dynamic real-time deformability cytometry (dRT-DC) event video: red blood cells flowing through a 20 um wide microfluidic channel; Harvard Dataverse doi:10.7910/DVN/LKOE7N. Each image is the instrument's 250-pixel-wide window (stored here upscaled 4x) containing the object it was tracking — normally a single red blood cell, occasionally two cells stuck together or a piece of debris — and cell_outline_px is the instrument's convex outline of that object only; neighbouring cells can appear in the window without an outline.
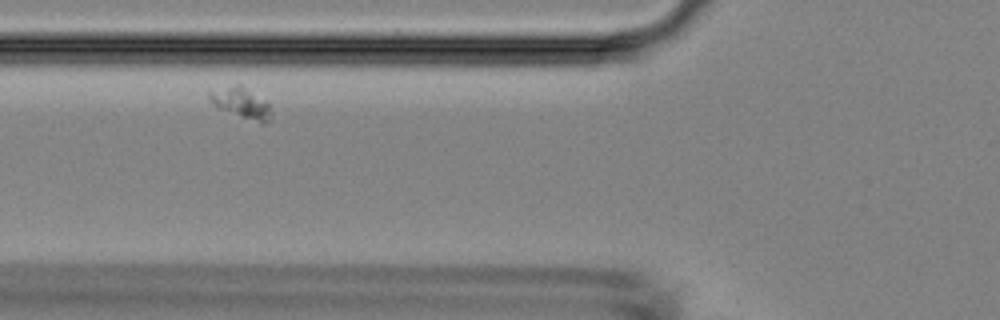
{"species": "Egyptian fruit bat (a non-hibernating species)", "species_latin": "Rousettus aegyptiacus", "temperature_condition": "room temperature", "stored_images_in_passage": 5, "camera_frame_rate_fps": 3000, "um_per_image_px": 0.085, "animal": {"sex": "female"}, "frame": {"image": 1, "passage_image": 2, "time_ms": 1.333, "image_size_px": [1000, 320], "cell_outline_px": [[272, 120], [264, 124], [260, 124], [216, 108], [208, 100], [208, 92], [236, 84], [240, 84], [264, 100], [268, 104], [272, 112]], "centroid_in_image_um": [20.51, 8.8], "position_along_channel_um": 105.3, "area_um2": 11.27}}
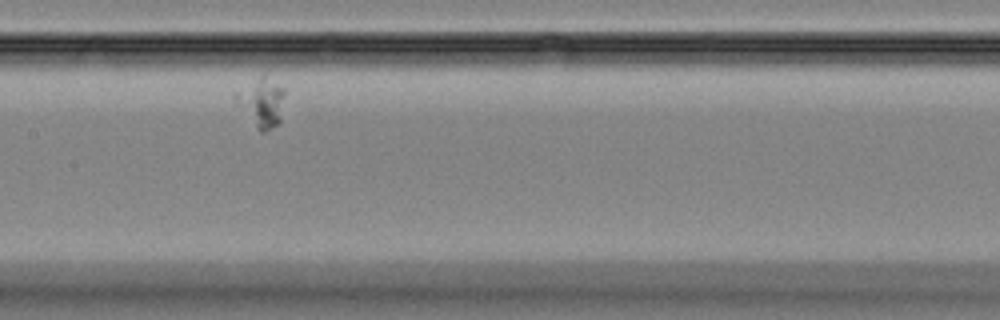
{"frame": {"image": 2, "passage_image": 4, "time_ms": 3.667, "image_size_px": [1000, 320], "cell_outline_px": [[284, 92], [280, 124], [264, 132], [260, 132], [256, 128], [236, 104], [232, 96], [232, 92], [260, 76], [264, 76], [284, 88]], "centroid_in_image_um": [22.18, 8.72], "position_along_channel_um": 185.2, "area_um2": 14.1}}
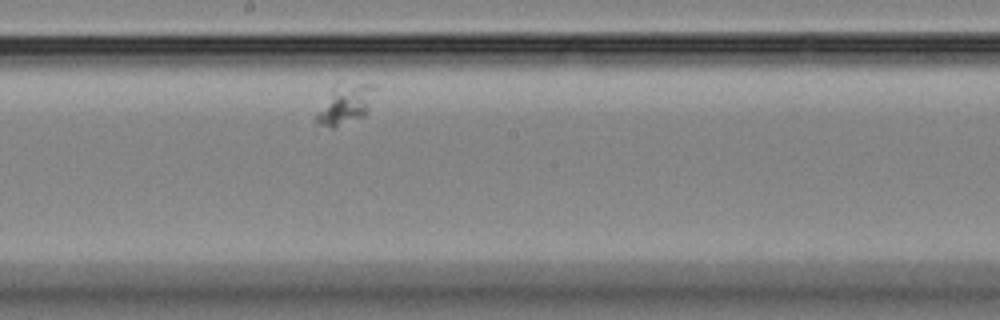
{"frame": {"image": 3, "passage_image": 5, "time_ms": 4.667, "image_size_px": [1000, 320], "cell_outline_px": [[376, 88], [368, 112], [364, 116], [336, 128], [332, 128], [316, 124], [316, 112], [336, 80], [376, 84]], "centroid_in_image_um": [29.34, 8.8], "position_along_channel_um": 218.9, "area_um2": 14.45}}